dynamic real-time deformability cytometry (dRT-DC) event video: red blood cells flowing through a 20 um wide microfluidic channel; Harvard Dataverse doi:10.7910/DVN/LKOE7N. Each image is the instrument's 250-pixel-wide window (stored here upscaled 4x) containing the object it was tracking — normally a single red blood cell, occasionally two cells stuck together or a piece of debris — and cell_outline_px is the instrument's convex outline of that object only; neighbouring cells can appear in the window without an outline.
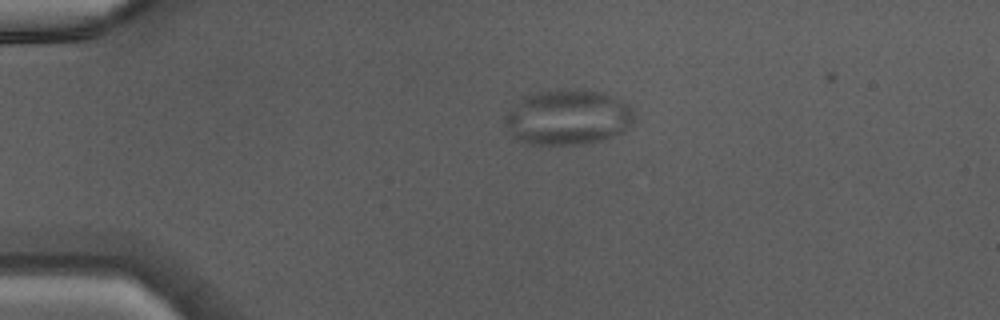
{"species": "Egyptian fruit bat (a non-hibernating species)", "species_latin": "Rousettus aegyptiacus", "temperature_condition": "warm", "stored_images_in_passage": 36, "camera_frame_rate_fps": 3000, "um_per_image_px": 0.085, "animal": {"sex": "male"}, "frame": {"image": 1, "passage_image": 1, "time_ms": 0.0, "image_size_px": [1000, 320], "cell_outline_px": [[636, 120], [624, 132], [600, 140], [584, 144], [528, 144], [512, 136], [508, 132], [504, 124], [504, 116], [524, 96], [536, 92], [568, 88], [572, 88], [604, 92], [628, 104], [636, 112]], "centroid_in_image_um": [48.3, 9.96], "position_along_channel_um": 36.7, "area_um2": 42.08}}